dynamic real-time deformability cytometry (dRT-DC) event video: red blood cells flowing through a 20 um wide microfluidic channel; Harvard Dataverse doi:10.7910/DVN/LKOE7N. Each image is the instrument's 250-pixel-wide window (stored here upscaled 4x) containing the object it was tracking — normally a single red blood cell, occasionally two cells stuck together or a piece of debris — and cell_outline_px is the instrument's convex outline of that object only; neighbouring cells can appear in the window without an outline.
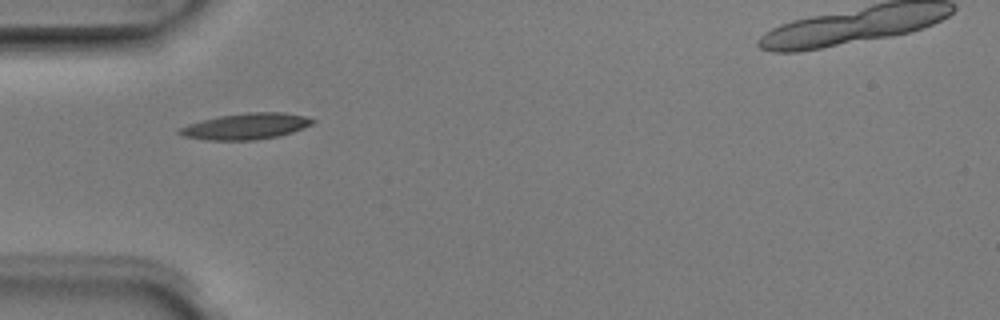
{"species": "Egyptian fruit bat (a non-hibernating species)", "species_latin": "Rousettus aegyptiacus", "temperature_condition": "room temperature", "stored_images_in_passage": 4, "camera_frame_rate_fps": 3000, "um_per_image_px": 0.085, "animal": {"sex": "male"}, "frame": {"image": 1, "passage_image": 1, "time_ms": 0.0, "image_size_px": [1000, 320], "cell_outline_px": [[316, 120], [312, 124], [304, 128], [292, 132], [276, 136], [256, 140], [208, 140], [180, 136], [176, 132], [176, 128], [188, 124], [220, 116], [248, 112], [284, 112], [304, 116]], "centroid_in_image_um": [20.86, 10.74], "position_along_channel_um": 64.1, "area_um2": 20.29}}
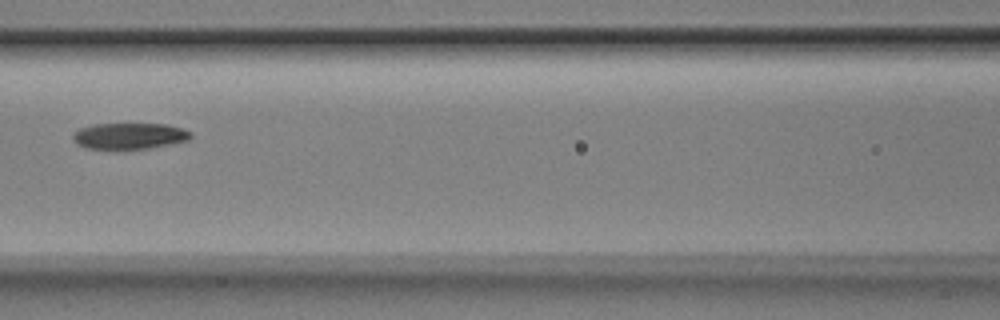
{"frame": {"image": 2, "passage_image": 3, "time_ms": 0.667, "image_size_px": [1000, 320], "cell_outline_px": [[192, 136], [188, 140], [172, 144], [148, 148], [116, 152], [84, 148], [76, 144], [72, 140], [72, 136], [80, 128], [96, 124], [168, 124], [192, 132]], "centroid_in_image_um": [10.95, 11.61], "position_along_channel_um": 155.6, "area_um2": 18.73}}
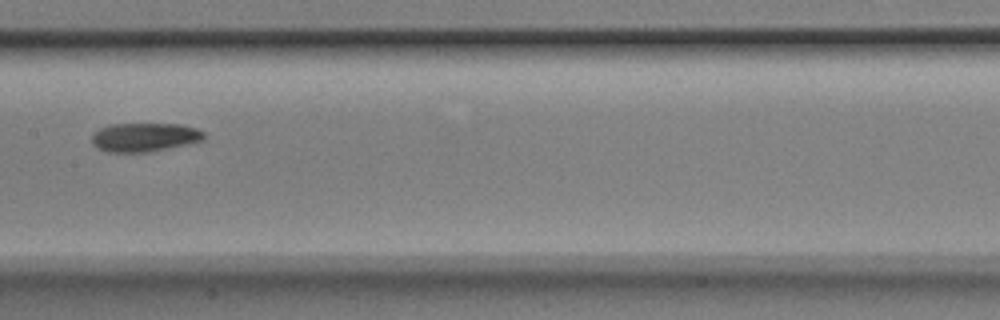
{"frame": {"image": 3, "passage_image": 4, "time_ms": 1.0, "image_size_px": [1000, 320], "cell_outline_px": [[204, 140], [148, 152], [108, 152], [92, 144], [92, 136], [100, 128], [108, 124], [180, 124], [196, 128], [204, 132]], "centroid_in_image_um": [12.28, 11.65], "position_along_channel_um": 195.1, "area_um2": 18.61}}